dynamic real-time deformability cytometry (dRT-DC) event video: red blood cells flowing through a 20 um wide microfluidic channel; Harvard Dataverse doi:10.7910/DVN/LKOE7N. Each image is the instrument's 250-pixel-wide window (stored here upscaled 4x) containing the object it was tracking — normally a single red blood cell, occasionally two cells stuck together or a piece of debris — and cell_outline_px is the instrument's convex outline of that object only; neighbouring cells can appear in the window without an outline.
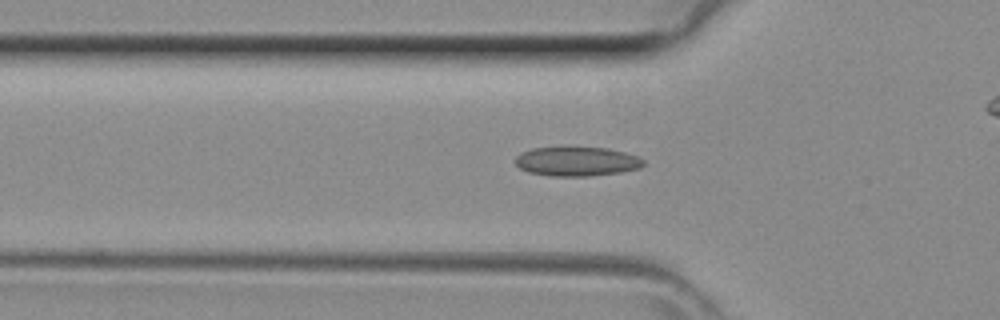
{"species": "common noctule bat (a hibernating species)", "species_latin": "Nyctalus noctula", "temperature_condition": "room temperature", "stored_images_in_passage": 33, "camera_frame_rate_fps": 3000, "um_per_image_px": 0.085, "animal": {"sex": "female", "body_mass_g": 29.2, "forearm_length_mm": 56.3}, "frame": {"image": 1, "passage_image": 12, "time_ms": 3.667, "image_size_px": [1000, 320], "cell_outline_px": [[644, 164], [640, 168], [620, 172], [588, 176], [552, 176], [528, 172], [520, 168], [516, 164], [516, 156], [520, 152], [532, 148], [564, 144], [608, 148], [624, 152], [636, 156], [644, 160]], "centroid_in_image_um": [48.98, 13.67], "position_along_channel_um": 76.8, "area_um2": 22.72}}
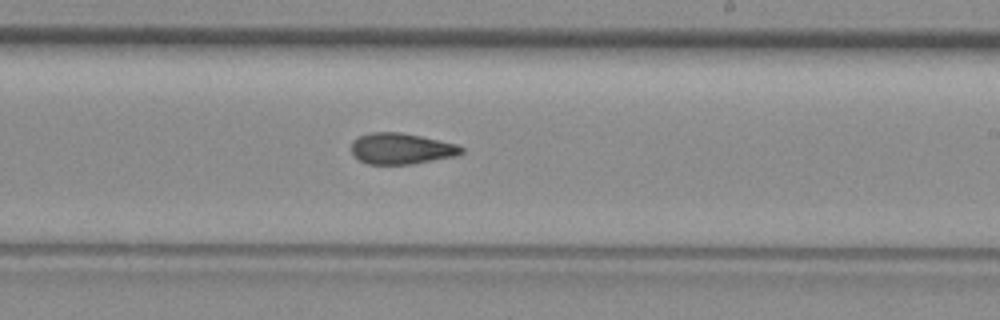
{"frame": {"image": 2, "passage_image": 23, "time_ms": 7.333, "image_size_px": [1000, 320], "cell_outline_px": [[464, 152], [460, 156], [412, 164], [368, 164], [360, 160], [352, 152], [352, 140], [368, 132], [400, 132], [420, 136], [456, 144], [464, 148]], "centroid_in_image_um": [34.15, 12.64], "position_along_channel_um": 254.9, "area_um2": 20.0}}
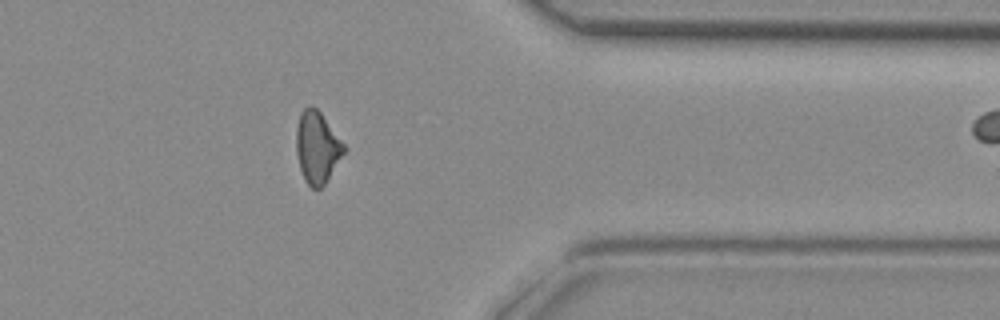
{"frame": {"image": 3, "passage_image": 32, "time_ms": 10.333, "image_size_px": [1000, 320], "cell_outline_px": [[344, 152], [324, 184], [320, 188], [312, 188], [304, 180], [300, 168], [296, 152], [296, 128], [300, 112], [304, 108], [316, 108], [320, 112], [344, 144]], "centroid_in_image_um": [26.92, 12.52], "position_along_channel_um": 384.5, "area_um2": 19.42}}